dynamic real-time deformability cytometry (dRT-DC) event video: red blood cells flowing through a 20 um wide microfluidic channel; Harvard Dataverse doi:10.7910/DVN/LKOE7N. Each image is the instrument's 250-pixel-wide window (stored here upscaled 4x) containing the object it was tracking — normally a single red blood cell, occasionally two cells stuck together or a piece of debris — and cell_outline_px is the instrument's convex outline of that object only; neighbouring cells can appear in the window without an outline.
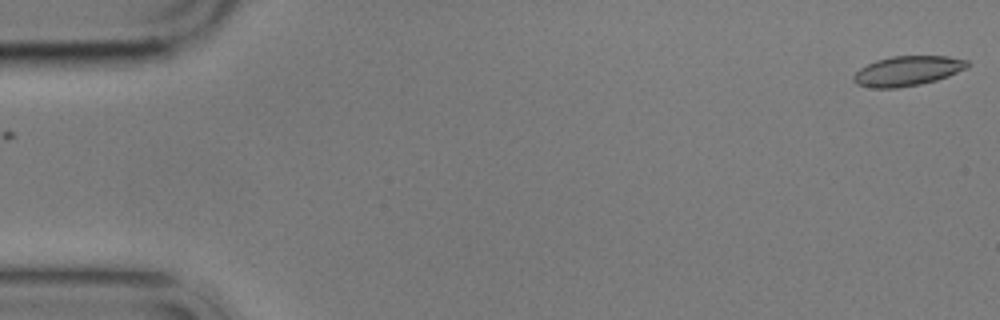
{"species": "common noctule bat (a hibernating species)", "species_latin": "Nyctalus noctula", "temperature_condition": "cold", "stored_images_in_passage": 2, "camera_frame_rate_fps": 3000, "um_per_image_px": 0.085, "animal": {"sex": "male", "body_mass_g": 17.9}, "frame": {"image": 1, "passage_image": 2, "time_ms": 1.0, "image_size_px": [1000, 320], "cell_outline_px": [[972, 64], [968, 68], [948, 76], [936, 80], [920, 84], [896, 88], [872, 88], [856, 84], [852, 80], [852, 76], [860, 68], [876, 60], [892, 56], [948, 56], [968, 60]], "centroid_in_image_um": [77.16, 6.02], "position_along_channel_um": 7.8, "area_um2": 19.94}}